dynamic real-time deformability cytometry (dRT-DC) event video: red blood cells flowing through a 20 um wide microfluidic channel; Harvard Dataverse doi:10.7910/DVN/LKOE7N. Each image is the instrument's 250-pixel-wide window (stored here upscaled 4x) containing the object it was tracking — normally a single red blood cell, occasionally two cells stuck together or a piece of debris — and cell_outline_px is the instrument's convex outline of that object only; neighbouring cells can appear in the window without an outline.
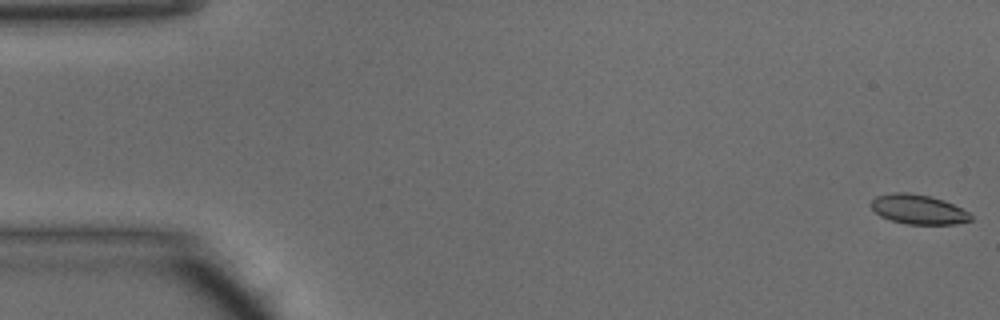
{"species": "common noctule bat (a hibernating species)", "species_latin": "Nyctalus noctula", "temperature_condition": "warm", "stored_images_in_passage": 14, "camera_frame_rate_fps": 3000, "um_per_image_px": 0.085, "animal": {"sex": "male", "body_mass_g": 15.6}, "frame": {"image": 1, "passage_image": 1, "time_ms": 0.0, "image_size_px": [1000, 320], "cell_outline_px": [[972, 220], [956, 224], [908, 224], [892, 220], [880, 216], [872, 208], [872, 200], [876, 196], [892, 192], [908, 192], [928, 196], [944, 200], [968, 212], [972, 216]], "centroid_in_image_um": [78.06, 17.79], "position_along_channel_um": 6.9, "area_um2": 16.99}}
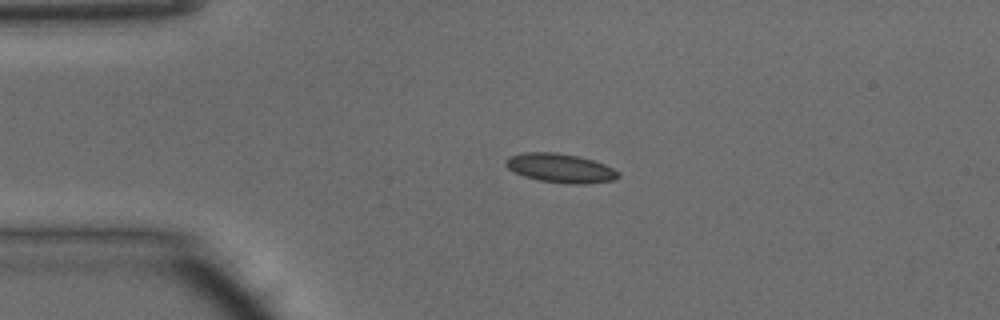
{"frame": {"image": 2, "passage_image": 11, "time_ms": 3.333, "image_size_px": [1000, 320], "cell_outline_px": [[620, 176], [616, 180], [584, 184], [572, 184], [540, 180], [524, 176], [508, 168], [504, 164], [504, 160], [508, 156], [524, 152], [556, 152], [580, 156], [604, 164], [620, 172]], "centroid_in_image_um": [47.64, 14.28], "position_along_channel_um": 37.4, "area_um2": 19.13}}